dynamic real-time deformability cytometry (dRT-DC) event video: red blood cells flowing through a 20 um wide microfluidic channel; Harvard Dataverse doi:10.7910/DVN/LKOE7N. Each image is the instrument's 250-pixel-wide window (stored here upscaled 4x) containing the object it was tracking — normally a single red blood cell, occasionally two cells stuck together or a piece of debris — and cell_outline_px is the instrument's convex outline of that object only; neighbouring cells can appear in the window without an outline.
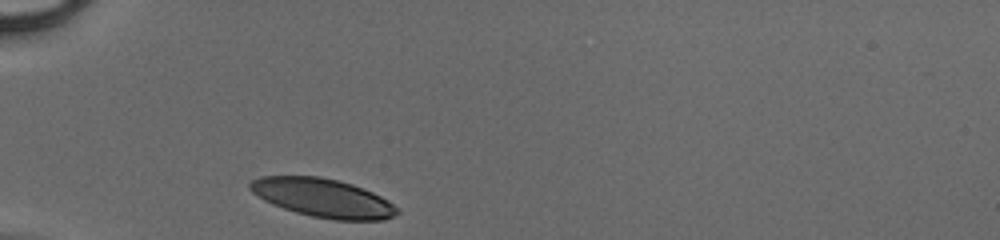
{"species": "human", "species_latin": "Homo sapiens", "temperature_condition": "cold", "stored_images_in_passage": 26, "camera_frame_rate_fps": 3000, "um_per_image_px": 0.085, "donor": {"sex": "male"}, "frame": {"image": 1, "passage_image": 1, "time_ms": 0.0, "image_size_px": [1000, 240], "cell_outline_px": [[400, 212], [384, 220], [336, 220], [312, 216], [296, 212], [272, 204], [264, 200], [252, 192], [248, 188], [248, 184], [252, 180], [260, 176], [320, 176], [352, 184], [372, 192], [388, 200]], "centroid_in_image_um": [27.42, 16.81], "position_along_channel_um": 57.6, "area_um2": 32.89}}
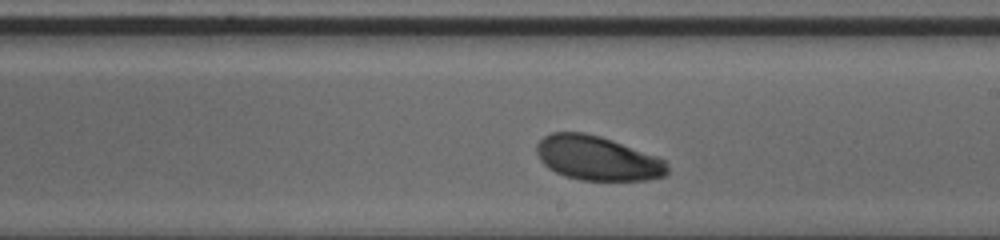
{"frame": {"image": 2, "passage_image": 15, "time_ms": 4.667, "image_size_px": [1000, 240], "cell_outline_px": [[668, 176], [648, 180], [580, 180], [564, 176], [548, 168], [540, 160], [536, 152], [536, 144], [544, 136], [552, 132], [584, 132], [600, 136], [612, 140], [656, 156], [664, 160], [668, 164]], "centroid_in_image_um": [50.78, 13.45], "position_along_channel_um": 238.2, "area_um2": 33.93}}
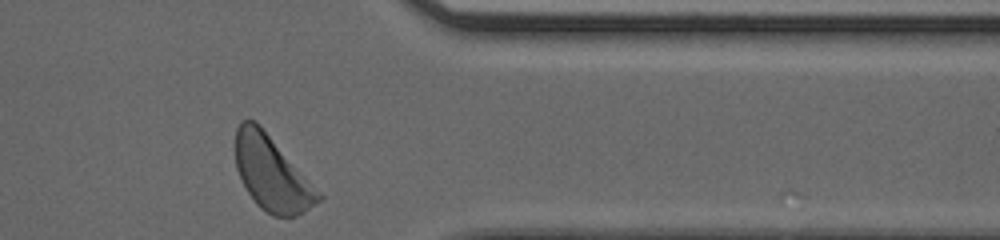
{"frame": {"image": 3, "passage_image": 26, "time_ms": 8.333, "image_size_px": [1000, 240], "cell_outline_px": [[324, 200], [304, 212], [292, 216], [272, 216], [260, 208], [256, 204], [248, 192], [236, 168], [236, 128], [240, 120], [256, 120], [260, 124], [324, 196]], "centroid_in_image_um": [23.12, 14.74], "position_along_channel_um": 388.3, "area_um2": 35.95}}